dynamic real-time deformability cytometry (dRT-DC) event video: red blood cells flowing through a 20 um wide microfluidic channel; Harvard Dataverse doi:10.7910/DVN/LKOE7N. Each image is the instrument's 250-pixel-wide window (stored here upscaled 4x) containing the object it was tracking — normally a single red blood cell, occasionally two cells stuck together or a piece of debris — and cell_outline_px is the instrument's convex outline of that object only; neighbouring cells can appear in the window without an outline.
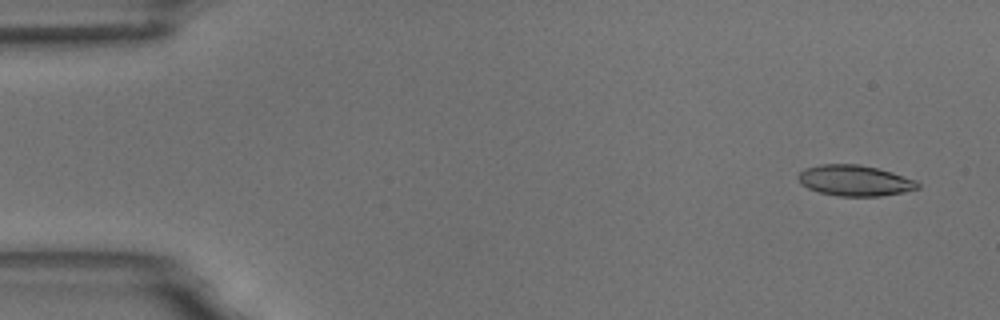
{"species": "common noctule bat (a hibernating species)", "species_latin": "Nyctalus noctula", "temperature_condition": "room temperature", "stored_images_in_passage": 9, "camera_frame_rate_fps": 3000, "um_per_image_px": 0.085, "animal": {"sex": "male", "body_mass_g": 18.8}, "frame": {"image": 1, "passage_image": 1, "time_ms": 0.0, "image_size_px": [1000, 320], "cell_outline_px": [[920, 188], [904, 192], [880, 196], [836, 196], [820, 192], [808, 188], [800, 184], [796, 176], [804, 168], [820, 164], [860, 164], [892, 172], [916, 180], [920, 184]], "centroid_in_image_um": [72.64, 15.34], "position_along_channel_um": 12.4, "area_um2": 21.62}}
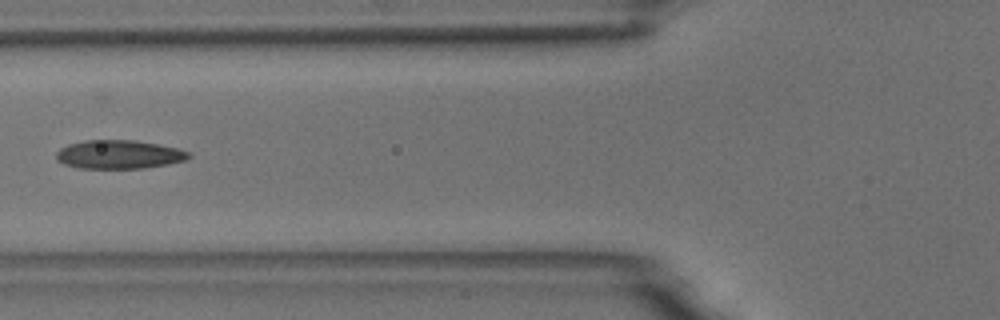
{"frame": {"image": 2, "passage_image": 6, "time_ms": 6.0, "image_size_px": [1000, 320], "cell_outline_px": [[192, 156], [188, 160], [168, 164], [144, 168], [76, 168], [64, 164], [56, 160], [56, 152], [60, 148], [68, 144], [84, 140], [132, 140], [156, 144], [176, 148], [188, 152]], "centroid_in_image_um": [10.08, 13.13], "position_along_channel_um": 115.7, "area_um2": 22.14}}
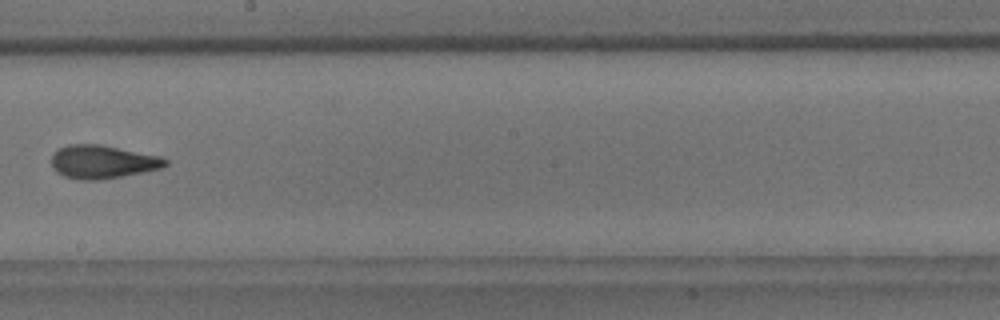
{"frame": {"image": 3, "passage_image": 9, "time_ms": 9.333, "image_size_px": [1000, 320], "cell_outline_px": [[168, 164], [160, 168], [144, 172], [100, 180], [80, 180], [64, 176], [56, 172], [52, 168], [52, 152], [68, 144], [100, 144], [160, 156], [168, 160]], "centroid_in_image_um": [8.69, 13.76], "position_along_channel_um": 239.5, "area_um2": 22.2}}